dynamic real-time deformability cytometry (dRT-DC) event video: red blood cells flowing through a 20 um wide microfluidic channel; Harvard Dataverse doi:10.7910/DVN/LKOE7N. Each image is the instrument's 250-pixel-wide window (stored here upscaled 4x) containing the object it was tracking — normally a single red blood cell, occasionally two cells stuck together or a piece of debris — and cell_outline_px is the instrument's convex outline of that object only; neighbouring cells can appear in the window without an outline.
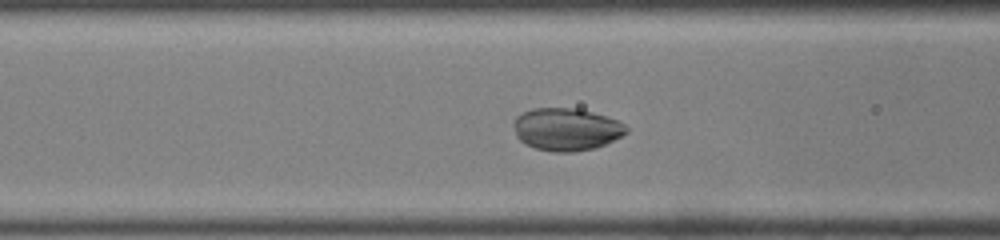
{"species": "common noctule bat (a hibernating species)", "species_latin": "Nyctalus noctula", "temperature_condition": "room temperature", "stored_images_in_passage": 36, "camera_frame_rate_fps": 3000, "um_per_image_px": 0.085, "animal": {"sex": "male", "body_mass_g": 19.0, "forearm_length_mm": 50.8}, "frame": {"image": 1, "passage_image": 7, "time_ms": 2.0, "image_size_px": [1000, 240], "cell_outline_px": [[628, 132], [596, 148], [572, 152], [552, 152], [536, 148], [524, 144], [516, 136], [512, 124], [516, 116], [532, 108], [576, 108], [592, 112], [616, 120], [624, 124], [628, 128]], "centroid_in_image_um": [48.1, 10.99], "position_along_channel_um": 118.5, "area_um2": 27.92}}
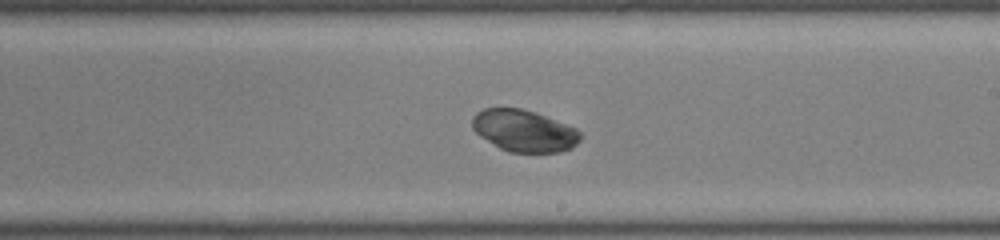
{"frame": {"image": 2, "passage_image": 16, "time_ms": 5.0, "image_size_px": [1000, 240], "cell_outline_px": [[584, 136], [572, 148], [560, 152], [508, 152], [500, 148], [480, 136], [472, 128], [472, 116], [476, 112], [484, 108], [520, 108], [536, 112], [576, 128]], "centroid_in_image_um": [44.56, 11.11], "position_along_channel_um": 244.4, "area_um2": 26.47}}
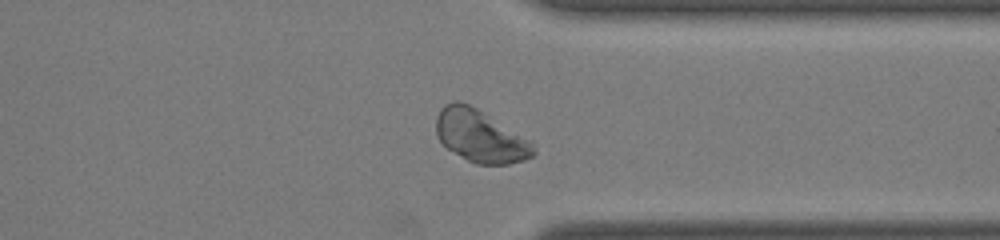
{"frame": {"image": 3, "passage_image": 25, "time_ms": 8.0, "image_size_px": [1000, 240], "cell_outline_px": [[536, 152], [532, 156], [524, 160], [508, 164], [476, 164], [460, 156], [448, 148], [436, 136], [436, 116], [440, 108], [444, 104], [456, 100], [460, 100], [476, 108], [532, 140]], "centroid_in_image_um": [40.83, 11.55], "position_along_channel_um": 370.6, "area_um2": 29.77}, "authors_computed_cell_mechanics": {"area_um2": 28.4087, "velocity_mm_per_s": 4.2116, "shape_relaxation_time_tau1_ms": 0.8258, "shape_relaxation_time_tau2_ms": null, "deformation_change_tau1": 0.04, "deformation_change_tau2": null}}